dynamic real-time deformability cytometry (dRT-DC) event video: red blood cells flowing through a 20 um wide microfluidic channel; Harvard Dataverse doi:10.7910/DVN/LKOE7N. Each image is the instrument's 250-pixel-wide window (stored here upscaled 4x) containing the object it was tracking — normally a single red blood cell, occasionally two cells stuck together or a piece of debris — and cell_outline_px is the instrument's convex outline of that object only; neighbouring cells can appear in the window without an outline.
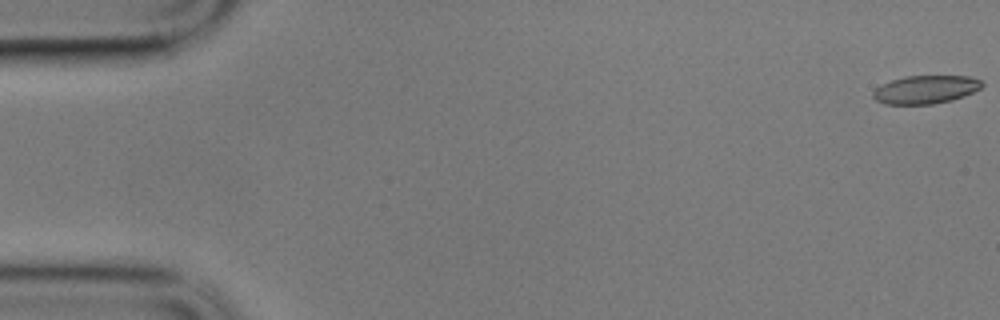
{"species": "common noctule bat (a hibernating species)", "species_latin": "Nyctalus noctula", "temperature_condition": "cold", "stored_images_in_passage": 60, "camera_frame_rate_fps": 3000, "um_per_image_px": 0.085, "animal": {"sex": "male", "body_mass_g": 17.9}, "frame": {"image": 1, "passage_image": 1, "time_ms": 0.0, "image_size_px": [1000, 320], "cell_outline_px": [[984, 84], [980, 88], [964, 96], [952, 100], [932, 104], [884, 104], [876, 100], [872, 96], [872, 92], [876, 88], [892, 80], [904, 76], [968, 76], [980, 80]], "centroid_in_image_um": [78.67, 7.61], "position_along_channel_um": 6.3, "area_um2": 17.8}}
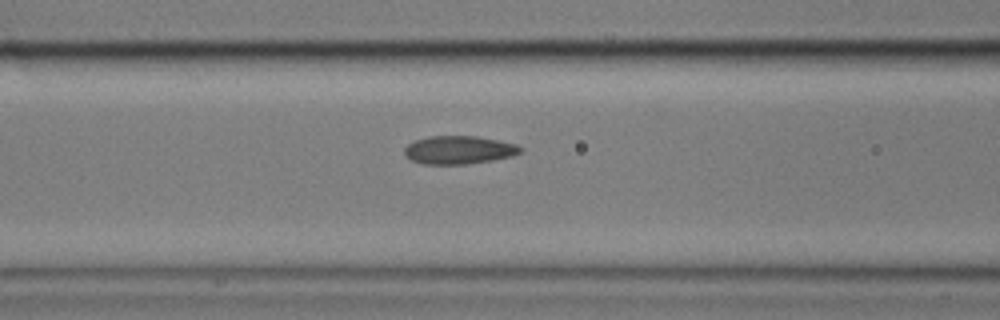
{"frame": {"image": 2, "passage_image": 24, "time_ms": 7.667, "image_size_px": [1000, 320], "cell_outline_px": [[520, 152], [512, 156], [492, 160], [468, 164], [424, 164], [412, 160], [404, 156], [404, 148], [408, 144], [416, 140], [428, 136], [476, 136], [516, 144], [520, 148]], "centroid_in_image_um": [38.96, 12.75], "position_along_channel_um": 127.6, "area_um2": 18.9}}
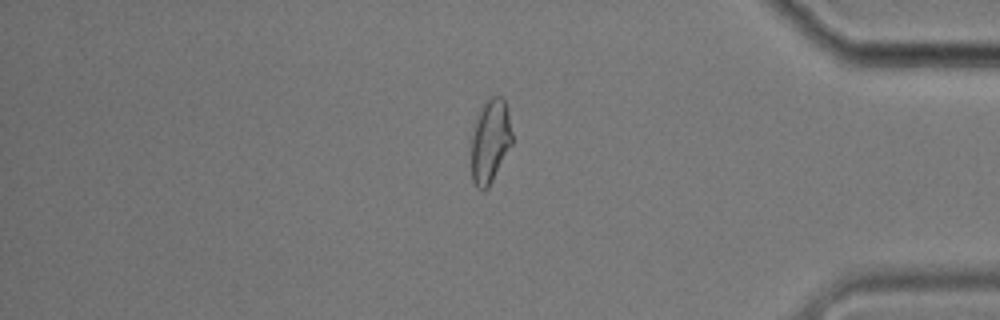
{"frame": {"image": 3, "passage_image": 50, "time_ms": 16.333, "image_size_px": [1000, 320], "cell_outline_px": [[512, 144], [488, 188], [476, 188], [472, 180], [472, 136], [476, 120], [484, 104], [492, 96], [500, 96], [504, 100], [508, 108], [512, 132]], "centroid_in_image_um": [41.69, 11.99], "position_along_channel_um": 393.5, "area_um2": 19.59}, "authors_computed_cell_mechanics": {"area_um2": 19.1607, "velocity_mm_per_s": 3.3881, "shape_relaxation_time_tau1_ms": 7.0967, "shape_relaxation_time_tau2_ms": 1.7882, "deformation_change_tau1": 0.1366, "deformation_change_tau2": 0.0692}}